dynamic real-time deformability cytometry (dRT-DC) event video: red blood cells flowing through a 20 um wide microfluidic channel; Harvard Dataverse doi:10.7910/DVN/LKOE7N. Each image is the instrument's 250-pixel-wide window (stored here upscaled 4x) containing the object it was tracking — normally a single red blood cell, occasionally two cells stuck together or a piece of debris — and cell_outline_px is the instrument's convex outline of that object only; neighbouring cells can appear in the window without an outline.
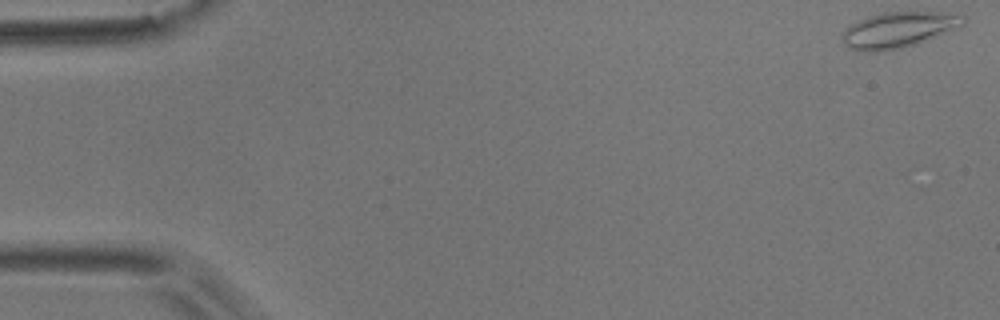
{"species": "common noctule bat (a hibernating species)", "species_latin": "Nyctalus noctula", "temperature_condition": "room temperature", "stored_images_in_passage": 54, "camera_frame_rate_fps": 3000, "um_per_image_px": 0.085, "animal": {"sex": "male", "body_mass_g": 17.9}, "frame": {"image": 1, "passage_image": 1, "time_ms": 0.0, "image_size_px": [1000, 320], "cell_outline_px": [[964, 24], [916, 44], [900, 48], [880, 52], [856, 52], [848, 48], [844, 44], [840, 36], [852, 24], [868, 16], [884, 12], [940, 12], [964, 16]], "centroid_in_image_um": [76.28, 2.56], "position_along_channel_um": 8.7, "area_um2": 24.91}}
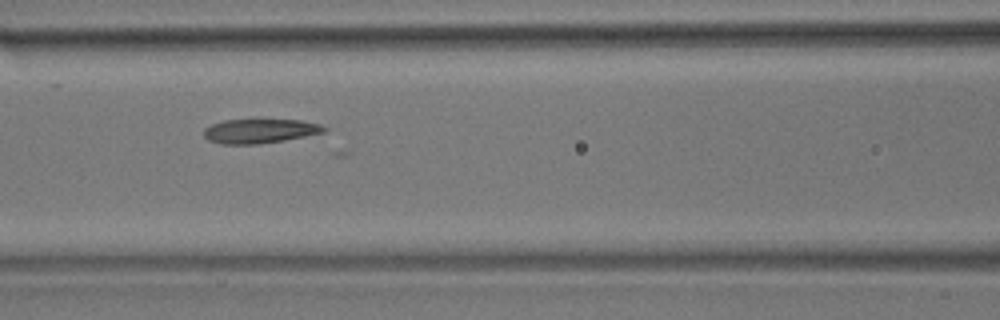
{"frame": {"image": 2, "passage_image": 23, "time_ms": 7.333, "image_size_px": [1000, 320], "cell_outline_px": [[328, 128], [324, 132], [284, 140], [256, 144], [220, 144], [208, 140], [204, 136], [204, 128], [212, 124], [224, 120], [304, 120], [320, 124]], "centroid_in_image_um": [22.08, 11.13], "position_along_channel_um": 144.5, "area_um2": 16.94}}
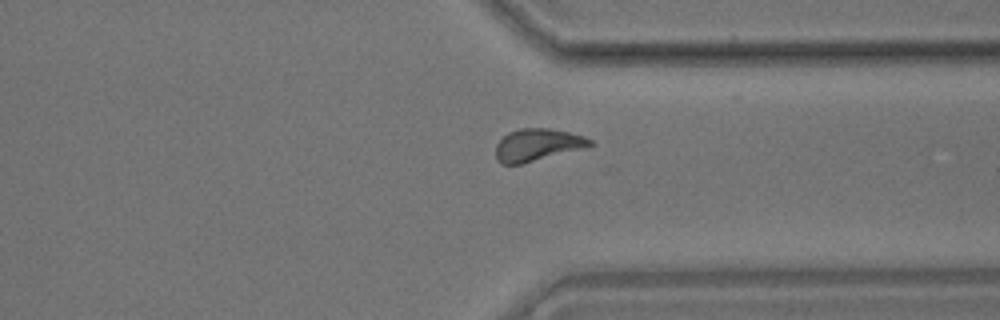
{"frame": {"image": 3, "passage_image": 41, "time_ms": 13.333, "image_size_px": [1000, 320], "cell_outline_px": [[592, 144], [584, 148], [520, 164], [504, 164], [496, 160], [496, 144], [508, 132], [520, 128], [548, 128], [568, 132], [584, 136], [592, 140]], "centroid_in_image_um": [45.66, 12.3], "position_along_channel_um": 365.7, "area_um2": 17.51}}